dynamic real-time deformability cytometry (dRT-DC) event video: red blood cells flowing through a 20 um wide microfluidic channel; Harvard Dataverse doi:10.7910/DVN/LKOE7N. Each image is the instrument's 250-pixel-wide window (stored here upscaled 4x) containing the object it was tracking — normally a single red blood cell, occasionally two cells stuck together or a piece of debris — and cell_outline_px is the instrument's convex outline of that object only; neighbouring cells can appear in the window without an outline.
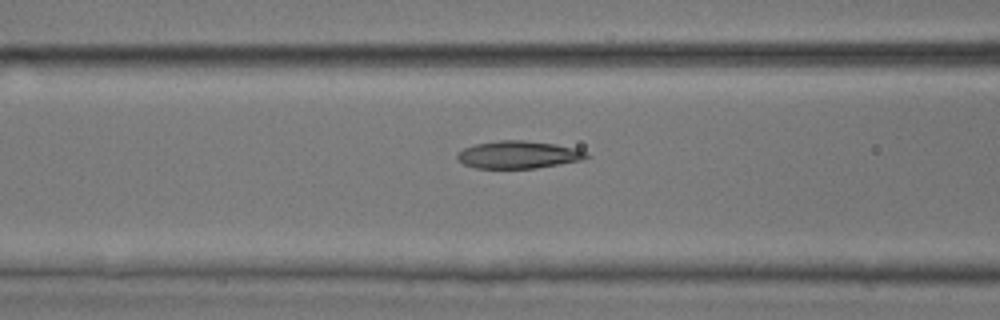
{"species": "common noctule bat (a hibernating species)", "species_latin": "Nyctalus noctula", "temperature_condition": "room temperature", "stored_images_in_passage": 33, "camera_frame_rate_fps": 3000, "um_per_image_px": 0.085, "animal": {"sex": "male", "body_mass_g": 17.9, "forearm_length_mm": 54.2}, "frame": {"image": 1, "passage_image": 13, "time_ms": 4.0, "image_size_px": [1000, 320], "cell_outline_px": [[592, 156], [584, 160], [536, 168], [476, 168], [464, 164], [456, 156], [456, 152], [464, 148], [476, 144], [500, 140], [524, 140], [556, 144], [576, 148]], "centroid_in_image_um": [44.09, 13.15], "position_along_channel_um": 122.5, "area_um2": 20.75}}
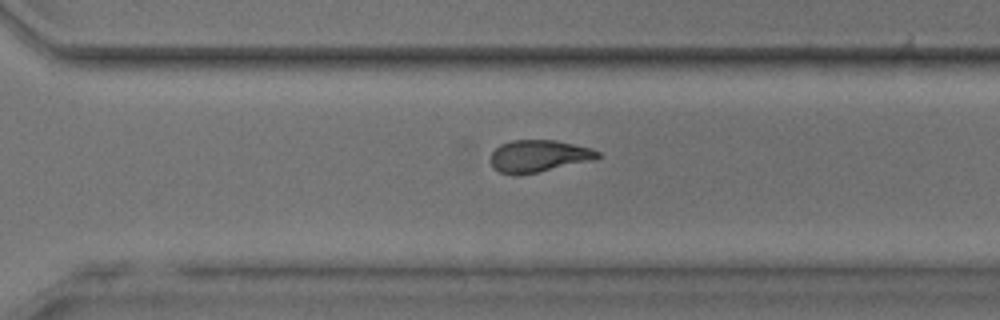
{"frame": {"image": 2, "passage_image": 27, "time_ms": 8.667, "image_size_px": [1000, 320], "cell_outline_px": [[600, 156], [596, 160], [516, 176], [512, 176], [500, 172], [492, 168], [488, 160], [492, 152], [500, 144], [512, 140], [556, 140], [592, 148], [600, 152]], "centroid_in_image_um": [45.76, 13.27], "position_along_channel_um": 324.8, "area_um2": 20.4}}
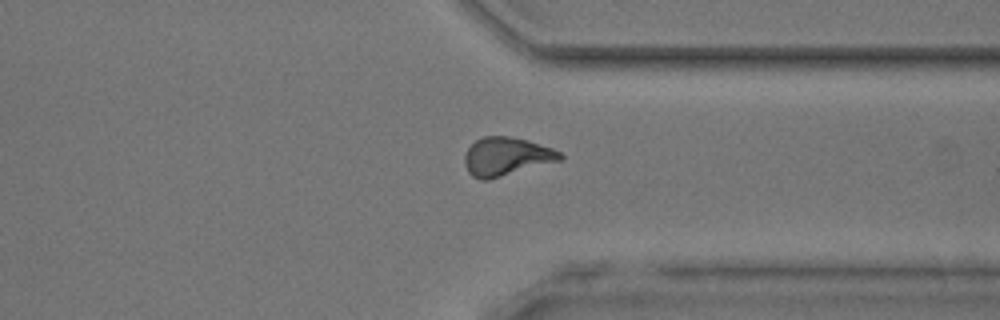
{"frame": {"image": 3, "passage_image": 30, "time_ms": 9.667, "image_size_px": [1000, 320], "cell_outline_px": [[564, 156], [560, 160], [488, 180], [480, 180], [472, 176], [468, 172], [464, 164], [464, 156], [468, 148], [476, 140], [484, 136], [512, 136], [528, 140], [552, 148], [560, 152]], "centroid_in_image_um": [43.01, 13.3], "position_along_channel_um": 368.4, "area_um2": 21.33}}